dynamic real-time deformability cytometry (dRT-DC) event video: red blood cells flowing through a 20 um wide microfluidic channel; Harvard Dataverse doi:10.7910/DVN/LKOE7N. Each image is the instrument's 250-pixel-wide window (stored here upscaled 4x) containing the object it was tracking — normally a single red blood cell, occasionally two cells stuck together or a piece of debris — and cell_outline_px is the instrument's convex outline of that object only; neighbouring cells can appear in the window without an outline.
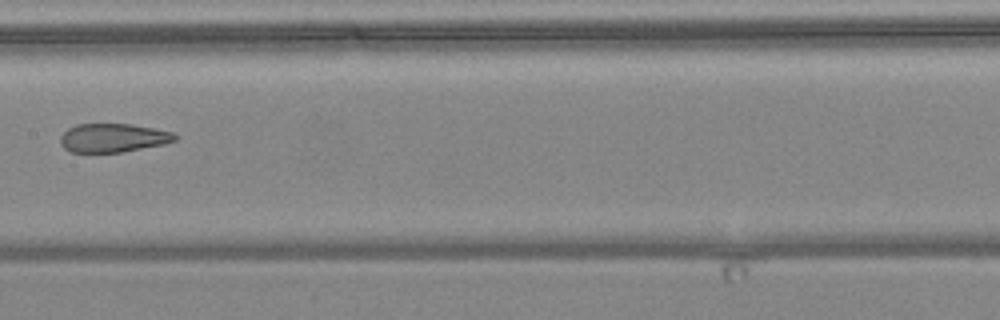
{"species": "common noctule bat (a hibernating species)", "species_latin": "Nyctalus noctula", "temperature_condition": "warm", "stored_images_in_passage": 7, "camera_frame_rate_fps": 3000, "um_per_image_px": 0.085, "animal": {"sex": "female", "body_mass_g": 24.6, "forearm_length_mm": 56.2}, "frame": {"image": 1, "passage_image": 6, "time_ms": 6.0, "image_size_px": [1000, 320], "cell_outline_px": [[176, 140], [164, 144], [120, 152], [72, 152], [64, 148], [60, 144], [60, 136], [68, 128], [76, 124], [132, 124], [176, 132]], "centroid_in_image_um": [9.61, 11.71], "position_along_channel_um": 197.8, "area_um2": 19.19}}
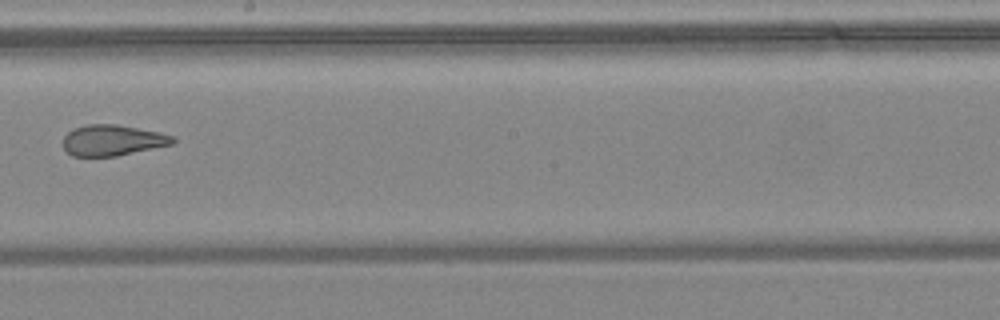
{"frame": {"image": 2, "passage_image": 7, "time_ms": 7.0, "image_size_px": [1000, 320], "cell_outline_px": [[176, 140], [172, 144], [116, 156], [72, 156], [64, 148], [64, 136], [72, 128], [88, 124], [116, 124], [156, 132], [172, 136]], "centroid_in_image_um": [9.52, 11.92], "position_along_channel_um": 238.7, "area_um2": 19.42}}